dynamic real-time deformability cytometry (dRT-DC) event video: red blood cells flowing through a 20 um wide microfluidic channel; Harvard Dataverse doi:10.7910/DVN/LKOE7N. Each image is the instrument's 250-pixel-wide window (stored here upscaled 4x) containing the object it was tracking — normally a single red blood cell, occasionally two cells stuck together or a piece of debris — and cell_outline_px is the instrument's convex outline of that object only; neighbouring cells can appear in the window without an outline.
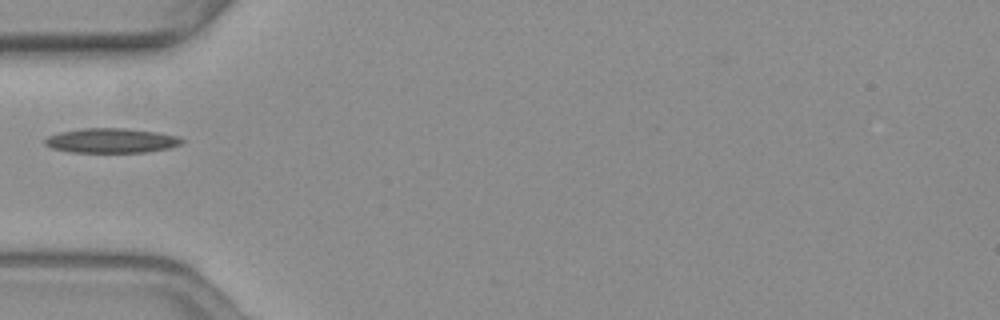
{"species": "common noctule bat (a hibernating species)", "species_latin": "Nyctalus noctula", "temperature_condition": "warm", "stored_images_in_passage": 23, "camera_frame_rate_fps": 3000, "um_per_image_px": 0.085, "animal": {"sex": "female", "body_mass_g": 19.3, "forearm_length_mm": 54.1}, "frame": {"image": 1, "passage_image": 1, "time_ms": 0.0, "image_size_px": [1000, 320], "cell_outline_px": [[184, 140], [180, 144], [168, 148], [144, 152], [68, 152], [52, 148], [44, 144], [44, 140], [48, 136], [60, 132], [80, 128], [124, 128], [156, 132], [180, 136]], "centroid_in_image_um": [9.44, 11.94], "position_along_channel_um": 75.6, "area_um2": 19.65}}
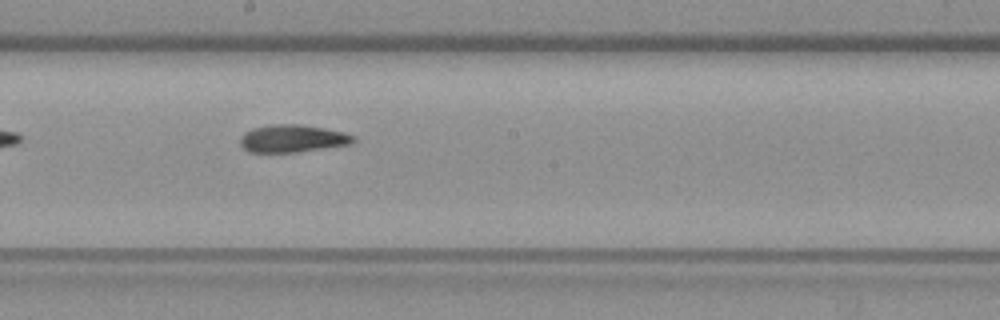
{"frame": {"image": 2, "passage_image": 13, "time_ms": 4.0, "image_size_px": [1000, 320], "cell_outline_px": [[356, 140], [352, 144], [296, 152], [248, 152], [240, 144], [240, 136], [244, 132], [252, 128], [268, 124], [300, 124], [324, 128], [344, 132], [356, 136]], "centroid_in_image_um": [24.86, 11.76], "position_along_channel_um": 223.3, "area_um2": 18.38}}
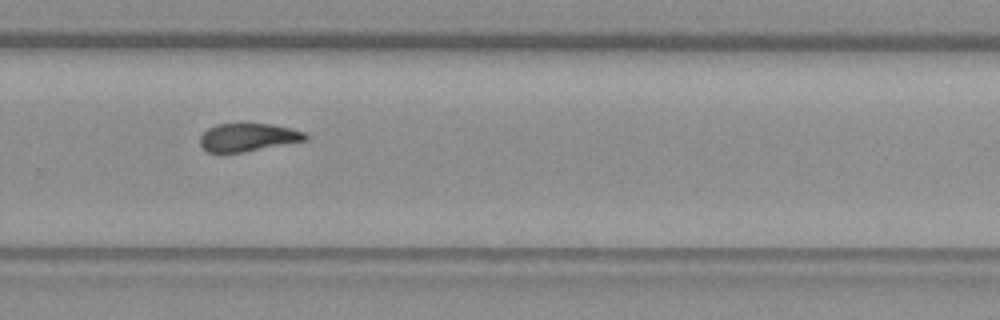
{"frame": {"image": 3, "passage_image": 20, "time_ms": 6.333, "image_size_px": [1000, 320], "cell_outline_px": [[308, 140], [244, 152], [208, 152], [200, 144], [200, 136], [208, 128], [216, 124], [272, 124], [292, 128], [304, 132], [308, 136]], "centroid_in_image_um": [21.11, 11.67], "position_along_channel_um": 308.7, "area_um2": 17.17}}